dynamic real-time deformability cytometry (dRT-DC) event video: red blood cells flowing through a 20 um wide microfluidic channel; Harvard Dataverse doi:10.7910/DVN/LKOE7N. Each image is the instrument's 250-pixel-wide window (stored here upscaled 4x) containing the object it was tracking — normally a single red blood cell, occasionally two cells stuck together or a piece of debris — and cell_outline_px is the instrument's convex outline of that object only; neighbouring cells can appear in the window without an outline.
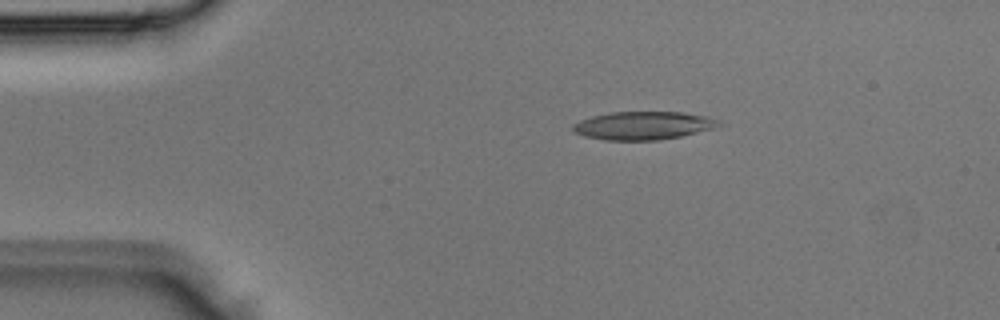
{"species": "Egyptian fruit bat (a non-hibernating species)", "species_latin": "Rousettus aegyptiacus", "temperature_condition": "room temperature", "stored_images_in_passage": 3, "camera_frame_rate_fps": 3000, "um_per_image_px": 0.085, "animal": {"sex": "male"}, "frame": {"image": 1, "passage_image": 2, "time_ms": 0.333, "image_size_px": [1000, 320], "cell_outline_px": [[724, 124], [720, 128], [660, 140], [604, 140], [584, 136], [572, 132], [572, 124], [580, 120], [592, 116], [608, 112], [684, 112], [708, 116], [720, 120]], "centroid_in_image_um": [54.73, 10.67], "position_along_channel_um": 30.3, "area_um2": 24.45}}